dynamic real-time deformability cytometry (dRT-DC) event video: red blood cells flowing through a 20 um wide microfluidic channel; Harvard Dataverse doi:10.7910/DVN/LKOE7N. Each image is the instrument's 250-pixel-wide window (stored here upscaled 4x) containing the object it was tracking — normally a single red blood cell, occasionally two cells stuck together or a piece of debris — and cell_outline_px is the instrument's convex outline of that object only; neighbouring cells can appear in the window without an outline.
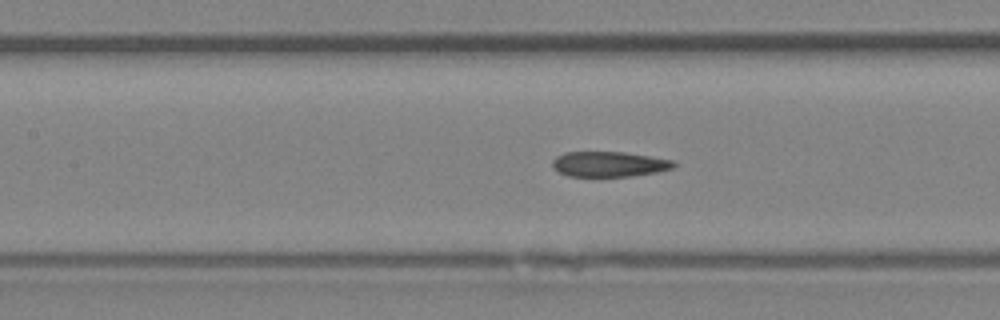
{"species": "Egyptian fruit bat (a non-hibernating species)", "species_latin": "Rousettus aegyptiacus", "temperature_condition": "room temperature", "stored_images_in_passage": 49, "camera_frame_rate_fps": 3000, "um_per_image_px": 0.085, "animal": {"sex": "female"}, "frame": {"image": 1, "passage_image": 22, "time_ms": 7.0, "image_size_px": [1000, 320], "cell_outline_px": [[676, 164], [672, 168], [656, 172], [632, 176], [568, 176], [552, 168], [552, 160], [556, 156], [564, 152], [624, 152], [676, 160]], "centroid_in_image_um": [51.77, 13.94], "position_along_channel_um": 155.6, "area_um2": 17.92}, "authors_computed_cell_mechanics": {"area_um2": 18.9584, "velocity_mm_per_s": 4.3051, "shape_relaxation_time_tau1_ms": null, "shape_relaxation_time_tau2_ms": 1.8686, "deformation_change_tau1": null, "deformation_change_tau2": 0.0662}}